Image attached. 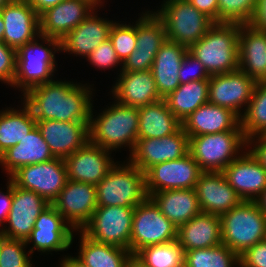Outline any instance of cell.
I'll use <instances>...</instances> for the list:
<instances>
[{
  "instance_id": "ac0fdd59",
  "label": "cell",
  "mask_w": 266,
  "mask_h": 267,
  "mask_svg": "<svg viewBox=\"0 0 266 267\" xmlns=\"http://www.w3.org/2000/svg\"><path fill=\"white\" fill-rule=\"evenodd\" d=\"M104 7L99 6L61 40V54L66 53L71 59L73 57H79V60L86 59L101 43L109 39L110 29L118 19L105 17V13L102 12L106 9Z\"/></svg>"
},
{
  "instance_id": "52a82bcc",
  "label": "cell",
  "mask_w": 266,
  "mask_h": 267,
  "mask_svg": "<svg viewBox=\"0 0 266 267\" xmlns=\"http://www.w3.org/2000/svg\"><path fill=\"white\" fill-rule=\"evenodd\" d=\"M221 241L239 256L266 239V216L255 201H242L220 216Z\"/></svg>"
},
{
  "instance_id": "603a6c76",
  "label": "cell",
  "mask_w": 266,
  "mask_h": 267,
  "mask_svg": "<svg viewBox=\"0 0 266 267\" xmlns=\"http://www.w3.org/2000/svg\"><path fill=\"white\" fill-rule=\"evenodd\" d=\"M222 173L243 201H255L266 188V169L247 148Z\"/></svg>"
},
{
  "instance_id": "74e56055",
  "label": "cell",
  "mask_w": 266,
  "mask_h": 267,
  "mask_svg": "<svg viewBox=\"0 0 266 267\" xmlns=\"http://www.w3.org/2000/svg\"><path fill=\"white\" fill-rule=\"evenodd\" d=\"M240 256L226 245L184 252L185 267H236Z\"/></svg>"
},
{
  "instance_id": "44dd1931",
  "label": "cell",
  "mask_w": 266,
  "mask_h": 267,
  "mask_svg": "<svg viewBox=\"0 0 266 267\" xmlns=\"http://www.w3.org/2000/svg\"><path fill=\"white\" fill-rule=\"evenodd\" d=\"M98 7L94 0H64L39 16L40 34L61 41Z\"/></svg>"
},
{
  "instance_id": "e575fe53",
  "label": "cell",
  "mask_w": 266,
  "mask_h": 267,
  "mask_svg": "<svg viewBox=\"0 0 266 267\" xmlns=\"http://www.w3.org/2000/svg\"><path fill=\"white\" fill-rule=\"evenodd\" d=\"M138 111V138H161L176 133L182 127L164 99L139 107Z\"/></svg>"
},
{
  "instance_id": "5b68a950",
  "label": "cell",
  "mask_w": 266,
  "mask_h": 267,
  "mask_svg": "<svg viewBox=\"0 0 266 267\" xmlns=\"http://www.w3.org/2000/svg\"><path fill=\"white\" fill-rule=\"evenodd\" d=\"M125 159H119L95 186L97 206L135 207L148 197L145 173Z\"/></svg>"
},
{
  "instance_id": "f5cc1de1",
  "label": "cell",
  "mask_w": 266,
  "mask_h": 267,
  "mask_svg": "<svg viewBox=\"0 0 266 267\" xmlns=\"http://www.w3.org/2000/svg\"><path fill=\"white\" fill-rule=\"evenodd\" d=\"M61 257V258H60ZM58 259L57 267H87L78 257L70 255V253L63 254Z\"/></svg>"
},
{
  "instance_id": "816d5d0a",
  "label": "cell",
  "mask_w": 266,
  "mask_h": 267,
  "mask_svg": "<svg viewBox=\"0 0 266 267\" xmlns=\"http://www.w3.org/2000/svg\"><path fill=\"white\" fill-rule=\"evenodd\" d=\"M40 16L47 9L54 7L64 0H26Z\"/></svg>"
},
{
  "instance_id": "7a4b0ae2",
  "label": "cell",
  "mask_w": 266,
  "mask_h": 267,
  "mask_svg": "<svg viewBox=\"0 0 266 267\" xmlns=\"http://www.w3.org/2000/svg\"><path fill=\"white\" fill-rule=\"evenodd\" d=\"M105 103V107L92 105L90 112L89 141L103 149L115 153L129 152L138 139L139 111L137 107L126 106L115 101ZM107 104V105H106ZM125 149V150H124Z\"/></svg>"
},
{
  "instance_id": "bcb514c9",
  "label": "cell",
  "mask_w": 266,
  "mask_h": 267,
  "mask_svg": "<svg viewBox=\"0 0 266 267\" xmlns=\"http://www.w3.org/2000/svg\"><path fill=\"white\" fill-rule=\"evenodd\" d=\"M240 263L245 267H266V239L241 254Z\"/></svg>"
},
{
  "instance_id": "db71d44e",
  "label": "cell",
  "mask_w": 266,
  "mask_h": 267,
  "mask_svg": "<svg viewBox=\"0 0 266 267\" xmlns=\"http://www.w3.org/2000/svg\"><path fill=\"white\" fill-rule=\"evenodd\" d=\"M255 203L258 205L261 212L266 216V188L255 199Z\"/></svg>"
},
{
  "instance_id": "6da1fadb",
  "label": "cell",
  "mask_w": 266,
  "mask_h": 267,
  "mask_svg": "<svg viewBox=\"0 0 266 267\" xmlns=\"http://www.w3.org/2000/svg\"><path fill=\"white\" fill-rule=\"evenodd\" d=\"M63 79L56 77L35 86L19 99L31 109L36 120L80 121L89 126L97 87L91 81Z\"/></svg>"
},
{
  "instance_id": "c3c4849f",
  "label": "cell",
  "mask_w": 266,
  "mask_h": 267,
  "mask_svg": "<svg viewBox=\"0 0 266 267\" xmlns=\"http://www.w3.org/2000/svg\"><path fill=\"white\" fill-rule=\"evenodd\" d=\"M6 182L4 185L6 190L0 189V229L5 224L12 206V181L7 178Z\"/></svg>"
},
{
  "instance_id": "91938a15",
  "label": "cell",
  "mask_w": 266,
  "mask_h": 267,
  "mask_svg": "<svg viewBox=\"0 0 266 267\" xmlns=\"http://www.w3.org/2000/svg\"><path fill=\"white\" fill-rule=\"evenodd\" d=\"M12 0H0V10Z\"/></svg>"
},
{
  "instance_id": "1f68e13d",
  "label": "cell",
  "mask_w": 266,
  "mask_h": 267,
  "mask_svg": "<svg viewBox=\"0 0 266 267\" xmlns=\"http://www.w3.org/2000/svg\"><path fill=\"white\" fill-rule=\"evenodd\" d=\"M176 227L201 213L195 188L163 190L149 196Z\"/></svg>"
},
{
  "instance_id": "4dcf8cb0",
  "label": "cell",
  "mask_w": 266,
  "mask_h": 267,
  "mask_svg": "<svg viewBox=\"0 0 266 267\" xmlns=\"http://www.w3.org/2000/svg\"><path fill=\"white\" fill-rule=\"evenodd\" d=\"M177 242L184 252L222 244L220 216L201 212L178 227Z\"/></svg>"
},
{
  "instance_id": "8fae6325",
  "label": "cell",
  "mask_w": 266,
  "mask_h": 267,
  "mask_svg": "<svg viewBox=\"0 0 266 267\" xmlns=\"http://www.w3.org/2000/svg\"><path fill=\"white\" fill-rule=\"evenodd\" d=\"M134 208L98 206L88 224L81 231L99 243L129 250Z\"/></svg>"
},
{
  "instance_id": "7bdbcfd3",
  "label": "cell",
  "mask_w": 266,
  "mask_h": 267,
  "mask_svg": "<svg viewBox=\"0 0 266 267\" xmlns=\"http://www.w3.org/2000/svg\"><path fill=\"white\" fill-rule=\"evenodd\" d=\"M85 61L88 62L89 66L92 65L93 68L97 69V71L100 70L102 73L107 70L109 72L110 70L114 71L113 75L116 74L115 78L122 71V62L118 58L110 39L105 40L95 50H93Z\"/></svg>"
},
{
  "instance_id": "681fc988",
  "label": "cell",
  "mask_w": 266,
  "mask_h": 267,
  "mask_svg": "<svg viewBox=\"0 0 266 267\" xmlns=\"http://www.w3.org/2000/svg\"><path fill=\"white\" fill-rule=\"evenodd\" d=\"M198 11L204 13L215 23H218V0H187Z\"/></svg>"
},
{
  "instance_id": "7402d4cb",
  "label": "cell",
  "mask_w": 266,
  "mask_h": 267,
  "mask_svg": "<svg viewBox=\"0 0 266 267\" xmlns=\"http://www.w3.org/2000/svg\"><path fill=\"white\" fill-rule=\"evenodd\" d=\"M0 13L5 26L3 42L16 51L40 34L39 15L26 0H12Z\"/></svg>"
},
{
  "instance_id": "ab89813d",
  "label": "cell",
  "mask_w": 266,
  "mask_h": 267,
  "mask_svg": "<svg viewBox=\"0 0 266 267\" xmlns=\"http://www.w3.org/2000/svg\"><path fill=\"white\" fill-rule=\"evenodd\" d=\"M133 20H116L110 29L109 39L122 63L136 49V19Z\"/></svg>"
},
{
  "instance_id": "3957f363",
  "label": "cell",
  "mask_w": 266,
  "mask_h": 267,
  "mask_svg": "<svg viewBox=\"0 0 266 267\" xmlns=\"http://www.w3.org/2000/svg\"><path fill=\"white\" fill-rule=\"evenodd\" d=\"M57 53L61 54V41L41 34L16 51V74L11 89L21 94L17 99L59 75Z\"/></svg>"
},
{
  "instance_id": "f907efd6",
  "label": "cell",
  "mask_w": 266,
  "mask_h": 267,
  "mask_svg": "<svg viewBox=\"0 0 266 267\" xmlns=\"http://www.w3.org/2000/svg\"><path fill=\"white\" fill-rule=\"evenodd\" d=\"M248 24L255 30L266 32V0H257L255 12Z\"/></svg>"
},
{
  "instance_id": "f1b7e54d",
  "label": "cell",
  "mask_w": 266,
  "mask_h": 267,
  "mask_svg": "<svg viewBox=\"0 0 266 267\" xmlns=\"http://www.w3.org/2000/svg\"><path fill=\"white\" fill-rule=\"evenodd\" d=\"M238 55L239 70L257 82L266 81V32L240 24Z\"/></svg>"
},
{
  "instance_id": "30bf717a",
  "label": "cell",
  "mask_w": 266,
  "mask_h": 267,
  "mask_svg": "<svg viewBox=\"0 0 266 267\" xmlns=\"http://www.w3.org/2000/svg\"><path fill=\"white\" fill-rule=\"evenodd\" d=\"M75 231L64 221L62 215L50 204L37 217L34 229L26 240L31 255L52 256L73 248ZM60 252V253H59Z\"/></svg>"
},
{
  "instance_id": "ee69618b",
  "label": "cell",
  "mask_w": 266,
  "mask_h": 267,
  "mask_svg": "<svg viewBox=\"0 0 266 267\" xmlns=\"http://www.w3.org/2000/svg\"><path fill=\"white\" fill-rule=\"evenodd\" d=\"M209 78L210 75L204 65L187 51L179 70L180 84L197 80H209Z\"/></svg>"
},
{
  "instance_id": "2e32d148",
  "label": "cell",
  "mask_w": 266,
  "mask_h": 267,
  "mask_svg": "<svg viewBox=\"0 0 266 267\" xmlns=\"http://www.w3.org/2000/svg\"><path fill=\"white\" fill-rule=\"evenodd\" d=\"M74 230L81 231L97 206L95 185L68 180L51 204Z\"/></svg>"
},
{
  "instance_id": "4fadbf2b",
  "label": "cell",
  "mask_w": 266,
  "mask_h": 267,
  "mask_svg": "<svg viewBox=\"0 0 266 267\" xmlns=\"http://www.w3.org/2000/svg\"><path fill=\"white\" fill-rule=\"evenodd\" d=\"M141 11L136 18V49L122 63L121 72L150 70L156 54L167 40L164 25L155 13L150 8Z\"/></svg>"
},
{
  "instance_id": "680465c9",
  "label": "cell",
  "mask_w": 266,
  "mask_h": 267,
  "mask_svg": "<svg viewBox=\"0 0 266 267\" xmlns=\"http://www.w3.org/2000/svg\"><path fill=\"white\" fill-rule=\"evenodd\" d=\"M99 6H106L108 4V0H94ZM107 2V3H106Z\"/></svg>"
},
{
  "instance_id": "d6986e66",
  "label": "cell",
  "mask_w": 266,
  "mask_h": 267,
  "mask_svg": "<svg viewBox=\"0 0 266 267\" xmlns=\"http://www.w3.org/2000/svg\"><path fill=\"white\" fill-rule=\"evenodd\" d=\"M50 204L33 191L19 188L12 182V206L0 231L10 239L26 241L35 221Z\"/></svg>"
},
{
  "instance_id": "277c9868",
  "label": "cell",
  "mask_w": 266,
  "mask_h": 267,
  "mask_svg": "<svg viewBox=\"0 0 266 267\" xmlns=\"http://www.w3.org/2000/svg\"><path fill=\"white\" fill-rule=\"evenodd\" d=\"M239 30L240 23H215L188 52L210 76L234 72L239 69Z\"/></svg>"
},
{
  "instance_id": "9c48e42d",
  "label": "cell",
  "mask_w": 266,
  "mask_h": 267,
  "mask_svg": "<svg viewBox=\"0 0 266 267\" xmlns=\"http://www.w3.org/2000/svg\"><path fill=\"white\" fill-rule=\"evenodd\" d=\"M177 231L178 227L162 214L150 197H147L134 208L129 250L135 255L146 246L175 241Z\"/></svg>"
},
{
  "instance_id": "d6a6232c",
  "label": "cell",
  "mask_w": 266,
  "mask_h": 267,
  "mask_svg": "<svg viewBox=\"0 0 266 267\" xmlns=\"http://www.w3.org/2000/svg\"><path fill=\"white\" fill-rule=\"evenodd\" d=\"M75 235H78L79 238L75 256L87 267H125L132 256L130 250L99 243L86 236L82 231H75Z\"/></svg>"
},
{
  "instance_id": "60d3db41",
  "label": "cell",
  "mask_w": 266,
  "mask_h": 267,
  "mask_svg": "<svg viewBox=\"0 0 266 267\" xmlns=\"http://www.w3.org/2000/svg\"><path fill=\"white\" fill-rule=\"evenodd\" d=\"M257 0H218V23L248 24Z\"/></svg>"
},
{
  "instance_id": "ffe728a7",
  "label": "cell",
  "mask_w": 266,
  "mask_h": 267,
  "mask_svg": "<svg viewBox=\"0 0 266 267\" xmlns=\"http://www.w3.org/2000/svg\"><path fill=\"white\" fill-rule=\"evenodd\" d=\"M115 153L88 141L64 159L68 180L97 185L118 161Z\"/></svg>"
},
{
  "instance_id": "e0dca14e",
  "label": "cell",
  "mask_w": 266,
  "mask_h": 267,
  "mask_svg": "<svg viewBox=\"0 0 266 267\" xmlns=\"http://www.w3.org/2000/svg\"><path fill=\"white\" fill-rule=\"evenodd\" d=\"M189 153V137L182 127L161 138H138L127 159L146 173L152 166L176 160Z\"/></svg>"
},
{
  "instance_id": "5bb4252c",
  "label": "cell",
  "mask_w": 266,
  "mask_h": 267,
  "mask_svg": "<svg viewBox=\"0 0 266 267\" xmlns=\"http://www.w3.org/2000/svg\"><path fill=\"white\" fill-rule=\"evenodd\" d=\"M202 173L190 153L176 160L161 162L145 173L146 193L149 197L163 190L195 188Z\"/></svg>"
},
{
  "instance_id": "d590c367",
  "label": "cell",
  "mask_w": 266,
  "mask_h": 267,
  "mask_svg": "<svg viewBox=\"0 0 266 267\" xmlns=\"http://www.w3.org/2000/svg\"><path fill=\"white\" fill-rule=\"evenodd\" d=\"M209 80L190 81L167 95L164 100L171 112L182 122L198 107L208 102Z\"/></svg>"
},
{
  "instance_id": "9f6ffc18",
  "label": "cell",
  "mask_w": 266,
  "mask_h": 267,
  "mask_svg": "<svg viewBox=\"0 0 266 267\" xmlns=\"http://www.w3.org/2000/svg\"><path fill=\"white\" fill-rule=\"evenodd\" d=\"M4 30H5L4 21L0 13V42H3Z\"/></svg>"
},
{
  "instance_id": "7c38bea8",
  "label": "cell",
  "mask_w": 266,
  "mask_h": 267,
  "mask_svg": "<svg viewBox=\"0 0 266 267\" xmlns=\"http://www.w3.org/2000/svg\"><path fill=\"white\" fill-rule=\"evenodd\" d=\"M19 188L33 191L49 204L57 198L68 181L67 167L63 158L20 167L10 177Z\"/></svg>"
},
{
  "instance_id": "8d00e7d4",
  "label": "cell",
  "mask_w": 266,
  "mask_h": 267,
  "mask_svg": "<svg viewBox=\"0 0 266 267\" xmlns=\"http://www.w3.org/2000/svg\"><path fill=\"white\" fill-rule=\"evenodd\" d=\"M245 139L266 134V81L256 83L253 96L240 117Z\"/></svg>"
},
{
  "instance_id": "f35d334b",
  "label": "cell",
  "mask_w": 266,
  "mask_h": 267,
  "mask_svg": "<svg viewBox=\"0 0 266 267\" xmlns=\"http://www.w3.org/2000/svg\"><path fill=\"white\" fill-rule=\"evenodd\" d=\"M146 267H183L184 251L177 240L157 245H149L135 255Z\"/></svg>"
},
{
  "instance_id": "6f0895ef",
  "label": "cell",
  "mask_w": 266,
  "mask_h": 267,
  "mask_svg": "<svg viewBox=\"0 0 266 267\" xmlns=\"http://www.w3.org/2000/svg\"><path fill=\"white\" fill-rule=\"evenodd\" d=\"M7 239V237L0 231V252L3 245V242Z\"/></svg>"
},
{
  "instance_id": "94428289",
  "label": "cell",
  "mask_w": 266,
  "mask_h": 267,
  "mask_svg": "<svg viewBox=\"0 0 266 267\" xmlns=\"http://www.w3.org/2000/svg\"><path fill=\"white\" fill-rule=\"evenodd\" d=\"M236 267H245L242 263H239Z\"/></svg>"
},
{
  "instance_id": "b9f144b4",
  "label": "cell",
  "mask_w": 266,
  "mask_h": 267,
  "mask_svg": "<svg viewBox=\"0 0 266 267\" xmlns=\"http://www.w3.org/2000/svg\"><path fill=\"white\" fill-rule=\"evenodd\" d=\"M32 257L26 241L7 238L0 252V267H34Z\"/></svg>"
},
{
  "instance_id": "8992f818",
  "label": "cell",
  "mask_w": 266,
  "mask_h": 267,
  "mask_svg": "<svg viewBox=\"0 0 266 267\" xmlns=\"http://www.w3.org/2000/svg\"><path fill=\"white\" fill-rule=\"evenodd\" d=\"M159 4L152 11L162 21L166 38L186 48L196 44L215 24L187 0H162Z\"/></svg>"
},
{
  "instance_id": "f546056e",
  "label": "cell",
  "mask_w": 266,
  "mask_h": 267,
  "mask_svg": "<svg viewBox=\"0 0 266 267\" xmlns=\"http://www.w3.org/2000/svg\"><path fill=\"white\" fill-rule=\"evenodd\" d=\"M187 51L185 46L167 39L156 54L150 70L162 99L180 86L179 70Z\"/></svg>"
},
{
  "instance_id": "7dc6e473",
  "label": "cell",
  "mask_w": 266,
  "mask_h": 267,
  "mask_svg": "<svg viewBox=\"0 0 266 267\" xmlns=\"http://www.w3.org/2000/svg\"><path fill=\"white\" fill-rule=\"evenodd\" d=\"M247 149L266 169V134L253 136L247 139Z\"/></svg>"
},
{
  "instance_id": "f6af8a7d",
  "label": "cell",
  "mask_w": 266,
  "mask_h": 267,
  "mask_svg": "<svg viewBox=\"0 0 266 267\" xmlns=\"http://www.w3.org/2000/svg\"><path fill=\"white\" fill-rule=\"evenodd\" d=\"M16 74V50L0 42V82L6 88L13 85Z\"/></svg>"
},
{
  "instance_id": "836d02e7",
  "label": "cell",
  "mask_w": 266,
  "mask_h": 267,
  "mask_svg": "<svg viewBox=\"0 0 266 267\" xmlns=\"http://www.w3.org/2000/svg\"><path fill=\"white\" fill-rule=\"evenodd\" d=\"M18 101L19 104L14 107L11 104L0 109V156L36 126L31 109L22 99Z\"/></svg>"
},
{
  "instance_id": "83f0119b",
  "label": "cell",
  "mask_w": 266,
  "mask_h": 267,
  "mask_svg": "<svg viewBox=\"0 0 266 267\" xmlns=\"http://www.w3.org/2000/svg\"><path fill=\"white\" fill-rule=\"evenodd\" d=\"M55 158L39 129L35 126L17 145L0 156V168L9 178L20 167Z\"/></svg>"
},
{
  "instance_id": "4316f807",
  "label": "cell",
  "mask_w": 266,
  "mask_h": 267,
  "mask_svg": "<svg viewBox=\"0 0 266 267\" xmlns=\"http://www.w3.org/2000/svg\"><path fill=\"white\" fill-rule=\"evenodd\" d=\"M181 123L182 129L188 137L242 130L240 117L236 113L210 102L198 107Z\"/></svg>"
},
{
  "instance_id": "484cf974",
  "label": "cell",
  "mask_w": 266,
  "mask_h": 267,
  "mask_svg": "<svg viewBox=\"0 0 266 267\" xmlns=\"http://www.w3.org/2000/svg\"><path fill=\"white\" fill-rule=\"evenodd\" d=\"M195 190L202 213L221 216L243 201L222 172H203Z\"/></svg>"
},
{
  "instance_id": "ba28073f",
  "label": "cell",
  "mask_w": 266,
  "mask_h": 267,
  "mask_svg": "<svg viewBox=\"0 0 266 267\" xmlns=\"http://www.w3.org/2000/svg\"><path fill=\"white\" fill-rule=\"evenodd\" d=\"M246 148L242 130L189 137V153L203 172H222Z\"/></svg>"
},
{
  "instance_id": "11a10c76",
  "label": "cell",
  "mask_w": 266,
  "mask_h": 267,
  "mask_svg": "<svg viewBox=\"0 0 266 267\" xmlns=\"http://www.w3.org/2000/svg\"><path fill=\"white\" fill-rule=\"evenodd\" d=\"M125 267H146L138 258L134 255L127 261Z\"/></svg>"
},
{
  "instance_id": "d4e9b609",
  "label": "cell",
  "mask_w": 266,
  "mask_h": 267,
  "mask_svg": "<svg viewBox=\"0 0 266 267\" xmlns=\"http://www.w3.org/2000/svg\"><path fill=\"white\" fill-rule=\"evenodd\" d=\"M36 126L57 158L65 159L89 141V126L84 122L36 120Z\"/></svg>"
},
{
  "instance_id": "9a60e30c",
  "label": "cell",
  "mask_w": 266,
  "mask_h": 267,
  "mask_svg": "<svg viewBox=\"0 0 266 267\" xmlns=\"http://www.w3.org/2000/svg\"><path fill=\"white\" fill-rule=\"evenodd\" d=\"M257 81L241 70L212 75L209 78L208 102L231 109L239 117L253 96Z\"/></svg>"
},
{
  "instance_id": "cb8c5ba5",
  "label": "cell",
  "mask_w": 266,
  "mask_h": 267,
  "mask_svg": "<svg viewBox=\"0 0 266 267\" xmlns=\"http://www.w3.org/2000/svg\"><path fill=\"white\" fill-rule=\"evenodd\" d=\"M112 82L108 96L123 105L139 108L162 99L151 70L120 72Z\"/></svg>"
}]
</instances>
